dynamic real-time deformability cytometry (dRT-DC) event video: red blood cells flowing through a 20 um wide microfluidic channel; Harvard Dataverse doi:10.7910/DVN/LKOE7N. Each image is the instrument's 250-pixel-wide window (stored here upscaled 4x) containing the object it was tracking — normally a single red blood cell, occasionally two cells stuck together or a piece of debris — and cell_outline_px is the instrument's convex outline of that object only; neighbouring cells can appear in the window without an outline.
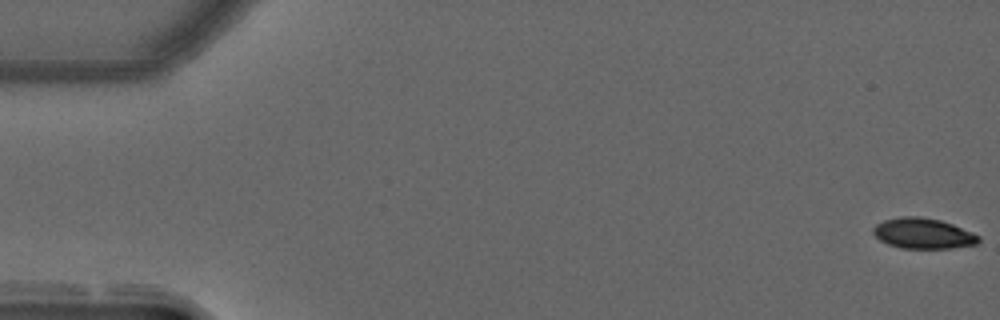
{"species": "common noctule bat (a hibernating species)", "species_latin": "Nyctalus noctula", "temperature_condition": "warm", "stored_images_in_passage": 15, "camera_frame_rate_fps": 3000, "um_per_image_px": 0.085, "animal": {"sex": "male", "forearm_length_mm": 52.5}, "frame": {"image": 1, "passage_image": 1, "time_ms": 0.0, "image_size_px": [1000, 320], "cell_outline_px": [[980, 240], [976, 244], [952, 248], [900, 248], [888, 244], [880, 240], [872, 232], [872, 228], [876, 224], [884, 220], [900, 216], [920, 216], [940, 220], [952, 224], [972, 232], [980, 236]], "centroid_in_image_um": [78.45, 19.83], "position_along_channel_um": 6.6, "area_um2": 18.79}}
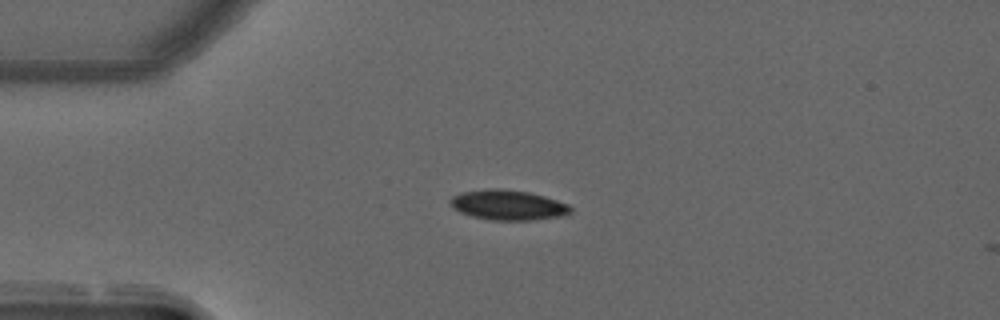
{"frame": {"image": 2, "passage_image": 14, "time_ms": 4.333, "image_size_px": [1000, 320], "cell_outline_px": [[572, 212], [564, 216], [532, 220], [492, 220], [472, 216], [460, 212], [452, 208], [448, 204], [448, 200], [452, 196], [460, 192], [488, 188], [504, 188], [532, 192], [568, 204], [572, 208]], "centroid_in_image_um": [43.15, 17.41], "position_along_channel_um": 41.8, "area_um2": 21.5}}